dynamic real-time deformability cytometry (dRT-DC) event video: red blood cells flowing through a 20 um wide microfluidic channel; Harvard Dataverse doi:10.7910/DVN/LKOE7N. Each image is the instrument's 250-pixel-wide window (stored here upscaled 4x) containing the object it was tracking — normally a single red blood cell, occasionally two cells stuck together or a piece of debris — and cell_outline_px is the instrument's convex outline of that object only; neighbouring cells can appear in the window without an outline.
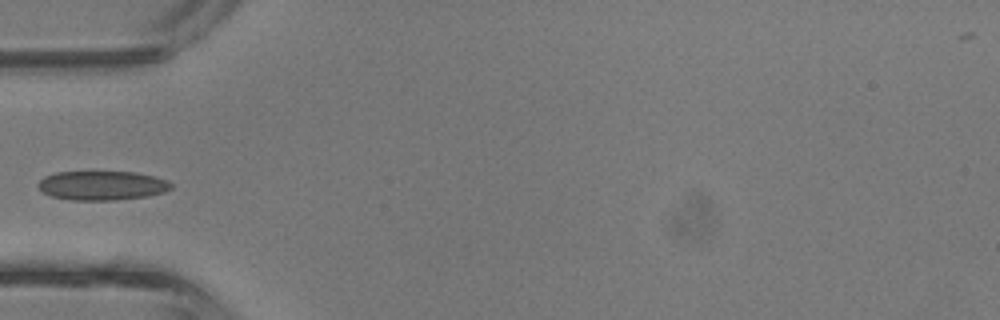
{"species": "common noctule bat (a hibernating species)", "species_latin": "Nyctalus noctula", "temperature_condition": "room temperature", "stored_images_in_passage": 4, "camera_frame_rate_fps": 3000, "um_per_image_px": 0.085, "animal": {"sex": "male", "body_mass_g": 13.3}, "frame": {"image": 1, "passage_image": 4, "time_ms": 1.0, "image_size_px": [1000, 320], "cell_outline_px": [[172, 188], [164, 192], [148, 196], [116, 200], [68, 200], [52, 196], [44, 192], [36, 184], [44, 176], [56, 172], [136, 172], [156, 176], [168, 180], [172, 184]], "centroid_in_image_um": [8.7, 15.76], "position_along_channel_um": 76.3, "area_um2": 22.77}}